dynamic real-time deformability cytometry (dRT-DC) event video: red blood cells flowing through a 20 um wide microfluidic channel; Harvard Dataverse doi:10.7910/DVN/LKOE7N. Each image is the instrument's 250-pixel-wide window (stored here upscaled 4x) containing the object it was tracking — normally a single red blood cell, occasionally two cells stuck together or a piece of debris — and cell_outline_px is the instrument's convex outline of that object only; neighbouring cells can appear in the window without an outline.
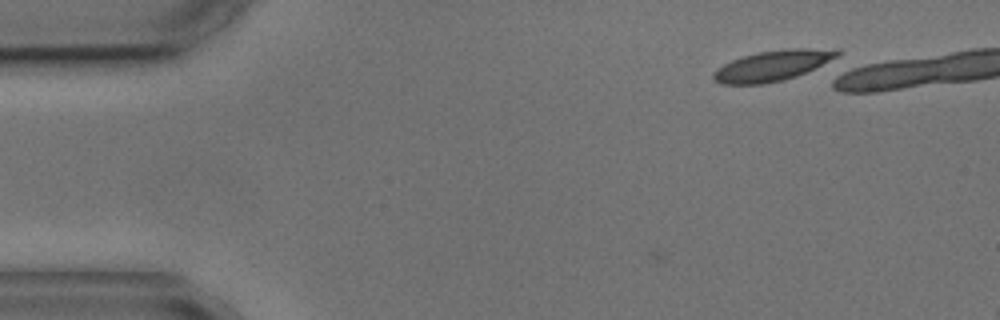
{"species": "common noctule bat (a hibernating species)", "species_latin": "Nyctalus noctula", "temperature_condition": "cold", "stored_images_in_passage": 3, "camera_frame_rate_fps": 3000, "um_per_image_px": 0.085, "animal": {"sex": "male", "body_mass_g": 17.9, "forearm_length_mm": 54.2}, "frame": {"image": 1, "passage_image": 2, "time_ms": 1.667, "image_size_px": [1000, 320], "cell_outline_px": [[840, 52], [836, 56], [796, 76], [764, 84], [720, 84], [712, 76], [712, 72], [716, 68], [732, 60], [744, 56], [760, 52], [784, 48], [840, 48]], "centroid_in_image_um": [65.63, 5.56], "position_along_channel_um": 19.4, "area_um2": 21.68}}